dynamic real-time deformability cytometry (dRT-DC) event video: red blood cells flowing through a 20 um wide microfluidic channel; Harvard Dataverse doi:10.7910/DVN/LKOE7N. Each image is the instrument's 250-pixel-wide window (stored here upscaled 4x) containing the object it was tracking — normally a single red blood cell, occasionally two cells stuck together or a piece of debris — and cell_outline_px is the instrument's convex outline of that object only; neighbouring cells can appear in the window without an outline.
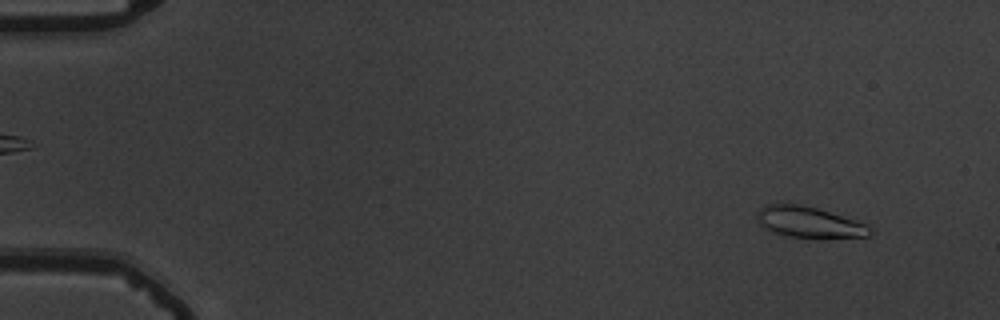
{"species": "common noctule bat (a hibernating species)", "species_latin": "Nyctalus noctula", "temperature_condition": "warm", "stored_images_in_passage": 56, "camera_frame_rate_fps": 3000, "um_per_image_px": 0.085, "animal": {"sex": "male", "body_mass_g": 19.5, "forearm_length_mm": 54.6}, "frame": {"image": 1, "passage_image": 5, "time_ms": 1.333, "image_size_px": [1000, 320], "cell_outline_px": [[876, 232], [868, 236], [784, 236], [760, 224], [760, 212], [768, 204], [800, 204], [816, 208], [856, 220], [868, 224]], "centroid_in_image_um": [68.88, 18.87], "position_along_channel_um": 16.1, "area_um2": 19.36}}
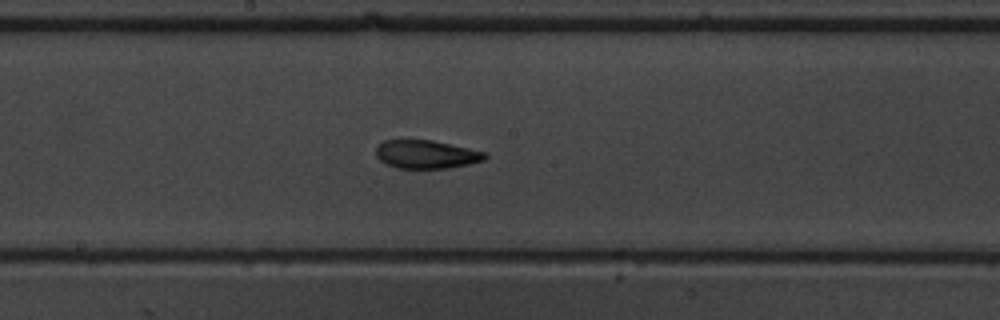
{"frame": {"image": 2, "passage_image": 31, "time_ms": 10.0, "image_size_px": [1000, 320], "cell_outline_px": [[488, 156], [484, 160], [468, 164], [448, 168], [396, 168], [380, 160], [376, 156], [376, 148], [384, 140], [432, 140], [468, 148], [484, 152]], "centroid_in_image_um": [36.22, 13.12], "position_along_channel_um": 212.0, "area_um2": 17.8}}
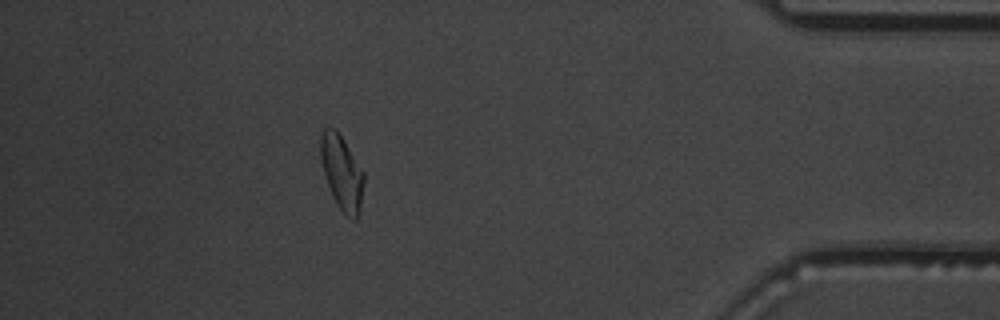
{"frame": {"image": 3, "passage_image": 50, "time_ms": 16.333, "image_size_px": [1000, 320], "cell_outline_px": [[364, 184], [360, 212], [356, 220], [352, 220], [344, 216], [336, 204], [332, 196], [324, 176], [320, 160], [320, 136], [324, 128], [336, 128], [364, 172]], "centroid_in_image_um": [29.05, 14.72], "position_along_channel_um": 406.2, "area_um2": 19.19}, "authors_computed_cell_mechanics": {"area_um2": 18.5538, "velocity_mm_per_s": 3.7213, "shape_relaxation_time_tau1_ms": 7.4842, "shape_relaxation_time_tau2_ms": 2.1616, "deformation_change_tau1": 0.2058, "deformation_change_tau2": 0.0887}}